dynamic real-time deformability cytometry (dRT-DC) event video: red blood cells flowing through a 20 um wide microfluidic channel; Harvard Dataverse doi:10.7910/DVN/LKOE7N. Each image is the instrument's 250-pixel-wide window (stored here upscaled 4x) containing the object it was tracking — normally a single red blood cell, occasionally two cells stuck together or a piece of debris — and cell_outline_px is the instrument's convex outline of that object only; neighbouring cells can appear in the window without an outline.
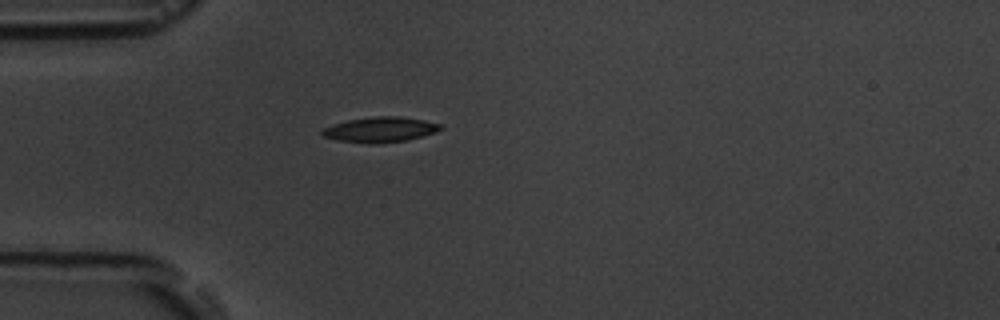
{"species": "common noctule bat (a hibernating species)", "species_latin": "Nyctalus noctula", "temperature_condition": "room temperature", "stored_images_in_passage": 1, "camera_frame_rate_fps": 3000, "um_per_image_px": 0.085, "animal": {"sex": "male", "body_mass_g": 19.5, "forearm_length_mm": 54.6}, "frame": {"image": 1, "passage_image": 1, "time_ms": 0.0, "image_size_px": [1000, 320], "cell_outline_px": [[444, 128], [436, 132], [408, 140], [376, 144], [368, 144], [340, 140], [324, 136], [320, 132], [324, 128], [332, 124], [348, 120], [372, 116], [400, 116], [424, 120], [440, 124]], "centroid_in_image_um": [32.34, 11.01], "position_along_channel_um": 52.7, "area_um2": 17.46}}